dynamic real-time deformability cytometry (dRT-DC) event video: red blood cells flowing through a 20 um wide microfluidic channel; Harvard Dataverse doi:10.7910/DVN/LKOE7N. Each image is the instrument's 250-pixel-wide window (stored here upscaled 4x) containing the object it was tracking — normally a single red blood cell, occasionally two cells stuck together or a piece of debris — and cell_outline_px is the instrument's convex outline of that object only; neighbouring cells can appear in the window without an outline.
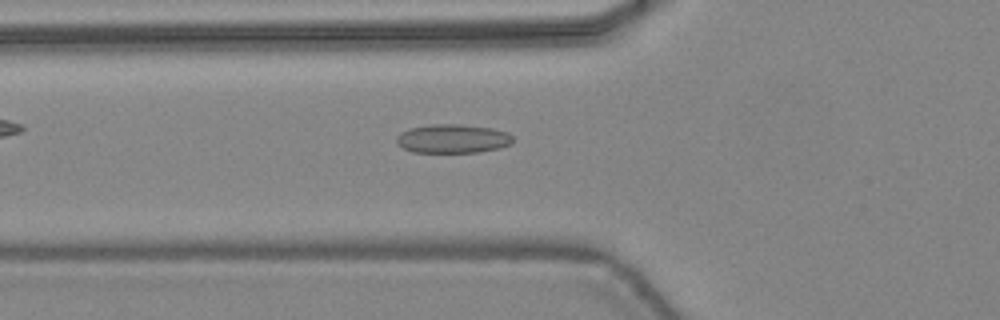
{"species": "common noctule bat (a hibernating species)", "species_latin": "Nyctalus noctula", "temperature_condition": "warm", "stored_images_in_passage": 44, "camera_frame_rate_fps": 3000, "um_per_image_px": 0.085, "animal": {"sex": "female", "body_mass_g": 24.6, "forearm_length_mm": 56.2}, "frame": {"image": 1, "passage_image": 18, "time_ms": 5.667, "image_size_px": [1000, 320], "cell_outline_px": [[512, 144], [500, 148], [480, 152], [412, 152], [396, 144], [396, 136], [400, 132], [408, 128], [432, 124], [460, 124], [492, 128], [508, 132], [512, 136]], "centroid_in_image_um": [38.47, 11.78], "position_along_channel_um": 87.3, "area_um2": 19.77}}
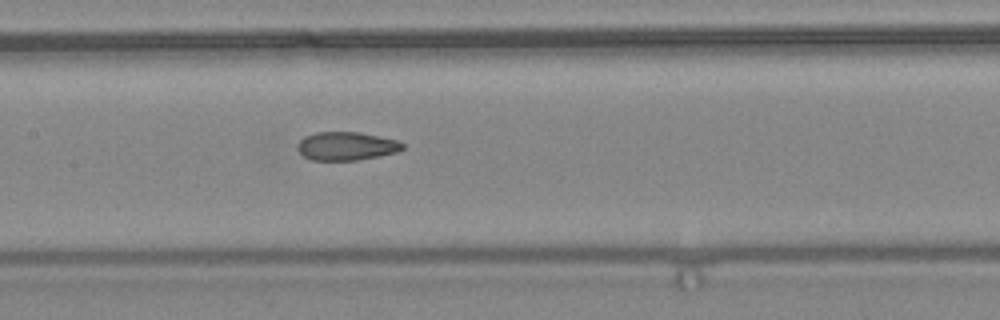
{"frame": {"image": 2, "passage_image": 24, "time_ms": 7.667, "image_size_px": [1000, 320], "cell_outline_px": [[404, 148], [396, 152], [380, 156], [356, 160], [312, 160], [304, 156], [296, 148], [296, 144], [304, 136], [316, 132], [360, 132], [396, 140], [404, 144]], "centroid_in_image_um": [29.41, 12.41], "position_along_channel_um": 178.0, "area_um2": 17.4}}
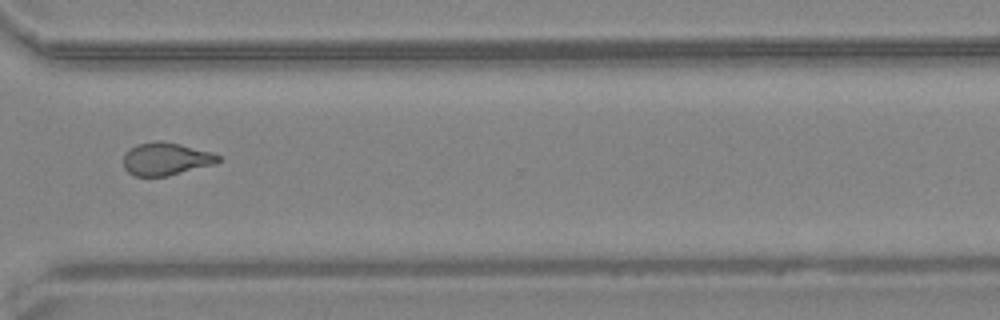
{"frame": {"image": 3, "passage_image": 36, "time_ms": 11.667, "image_size_px": [1000, 320], "cell_outline_px": [[220, 160], [212, 164], [168, 176], [136, 176], [128, 172], [124, 168], [124, 152], [136, 144], [156, 140], [160, 140], [180, 144], [212, 152], [220, 156]], "centroid_in_image_um": [14.06, 13.49], "position_along_channel_um": 356.5, "area_um2": 18.03}}